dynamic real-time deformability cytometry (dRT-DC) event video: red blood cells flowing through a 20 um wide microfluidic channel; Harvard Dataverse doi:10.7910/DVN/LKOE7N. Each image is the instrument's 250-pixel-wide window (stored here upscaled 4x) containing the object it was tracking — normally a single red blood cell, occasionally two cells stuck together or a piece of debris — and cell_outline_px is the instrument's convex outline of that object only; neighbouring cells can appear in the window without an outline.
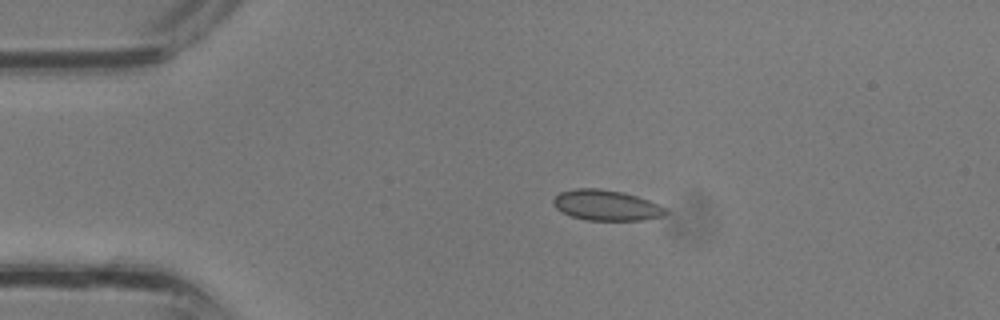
{"species": "common noctule bat (a hibernating species)", "species_latin": "Nyctalus noctula", "temperature_condition": "room temperature", "stored_images_in_passage": 28, "camera_frame_rate_fps": 3000, "um_per_image_px": 0.085, "animal": {"sex": "male", "body_mass_g": 13.3}, "frame": {"image": 1, "passage_image": 1, "time_ms": 0.0, "image_size_px": [1000, 320], "cell_outline_px": [[672, 212], [664, 216], [640, 220], [588, 220], [572, 216], [556, 208], [552, 204], [552, 200], [560, 192], [576, 188], [600, 188], [624, 192], [648, 200], [668, 208]], "centroid_in_image_um": [51.58, 17.44], "position_along_channel_um": 33.4, "area_um2": 20.11}}
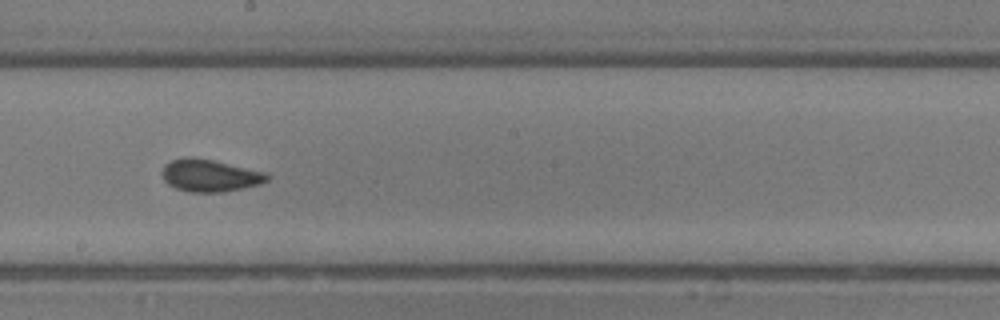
{"frame": {"image": 2, "passage_image": 13, "time_ms": 4.0, "image_size_px": [1000, 320], "cell_outline_px": [[272, 176], [268, 180], [260, 184], [244, 188], [224, 192], [188, 192], [176, 188], [168, 184], [164, 180], [160, 172], [164, 164], [172, 160], [212, 160], [264, 172]], "centroid_in_image_um": [17.86, 14.97], "position_along_channel_um": 230.3, "area_um2": 19.25}}
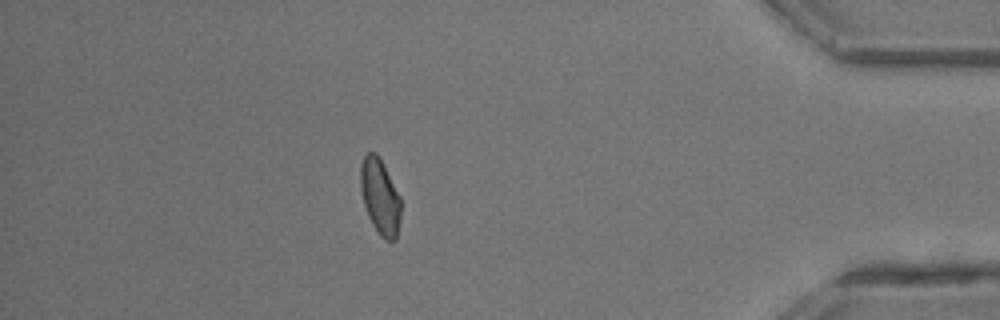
{"frame": {"image": 3, "passage_image": 24, "time_ms": 7.667, "image_size_px": [1000, 320], "cell_outline_px": [[400, 220], [396, 240], [384, 240], [380, 236], [372, 224], [368, 216], [364, 204], [360, 188], [360, 164], [364, 156], [368, 152], [376, 152], [400, 196]], "centroid_in_image_um": [32.29, 16.74], "position_along_channel_um": 402.9, "area_um2": 17.69}}